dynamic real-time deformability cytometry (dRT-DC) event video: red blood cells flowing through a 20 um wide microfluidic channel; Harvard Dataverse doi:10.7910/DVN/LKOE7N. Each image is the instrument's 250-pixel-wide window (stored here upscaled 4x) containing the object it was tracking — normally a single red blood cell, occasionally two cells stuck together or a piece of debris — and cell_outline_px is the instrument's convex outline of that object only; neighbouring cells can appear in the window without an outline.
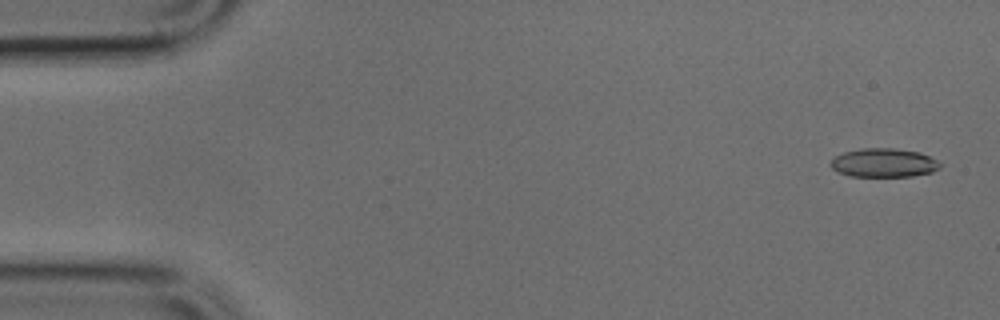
{"species": "common noctule bat (a hibernating species)", "species_latin": "Nyctalus noctula", "temperature_condition": "cold", "stored_images_in_passage": 13, "camera_frame_rate_fps": 3000, "um_per_image_px": 0.085, "animal": {"sex": "male", "body_mass_g": 17.9, "forearm_length_mm": 54.2}, "frame": {"image": 1, "passage_image": 1, "time_ms": 0.0, "image_size_px": [1000, 320], "cell_outline_px": [[940, 168], [932, 172], [912, 176], [852, 176], [836, 172], [828, 164], [836, 156], [844, 152], [864, 148], [892, 148], [920, 152], [936, 160], [940, 164]], "centroid_in_image_um": [75.1, 13.84], "position_along_channel_um": 9.9, "area_um2": 18.26}}
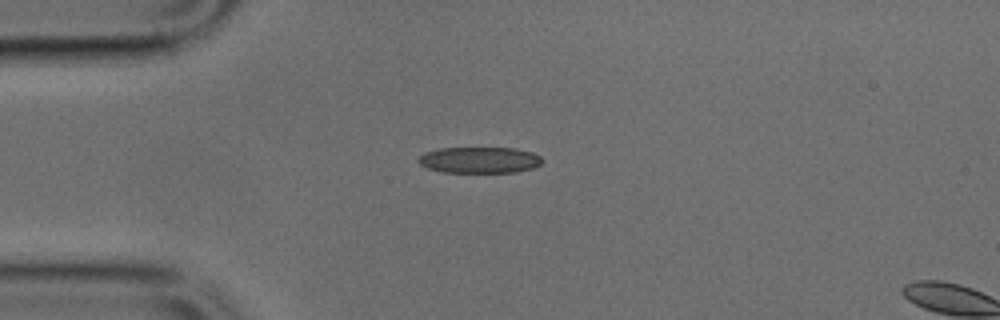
{"frame": {"image": 2, "passage_image": 11, "time_ms": 3.333, "image_size_px": [1000, 320], "cell_outline_px": [[544, 160], [540, 164], [532, 168], [516, 172], [444, 172], [428, 168], [420, 164], [416, 160], [424, 152], [440, 148], [516, 148], [532, 152], [540, 156]], "centroid_in_image_um": [40.76, 13.59], "position_along_channel_um": 44.2, "area_um2": 18.9}}